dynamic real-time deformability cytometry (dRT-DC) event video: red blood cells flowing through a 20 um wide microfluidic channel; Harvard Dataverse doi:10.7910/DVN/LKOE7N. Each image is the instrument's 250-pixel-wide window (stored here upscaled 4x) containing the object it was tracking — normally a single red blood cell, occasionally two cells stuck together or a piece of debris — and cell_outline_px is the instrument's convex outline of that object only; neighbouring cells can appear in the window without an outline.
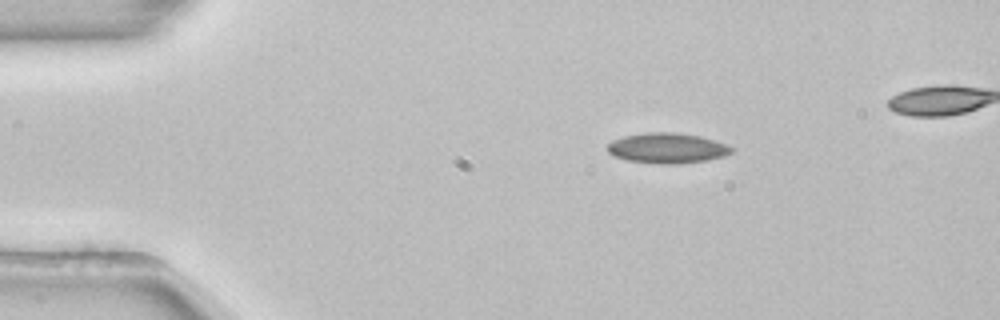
{"species": "common noctule bat (a hibernating species)", "species_latin": "Nyctalus noctula", "temperature_condition": "room temperature", "stored_images_in_passage": 42, "camera_frame_rate_fps": 3000, "um_per_image_px": 0.085, "animal": {"sex": "female", "body_mass_g": 22.7, "forearm_length_mm": 54.2}, "frame": {"image": 1, "passage_image": 1, "time_ms": 0.0, "image_size_px": [1000, 320], "cell_outline_px": [[736, 148], [732, 152], [724, 156], [708, 160], [680, 164], [656, 164], [628, 160], [616, 156], [608, 152], [608, 144], [612, 140], [624, 136], [648, 132], [676, 132], [700, 136], [728, 144]], "centroid_in_image_um": [56.77, 12.59], "position_along_channel_um": 28.2, "area_um2": 22.08}}
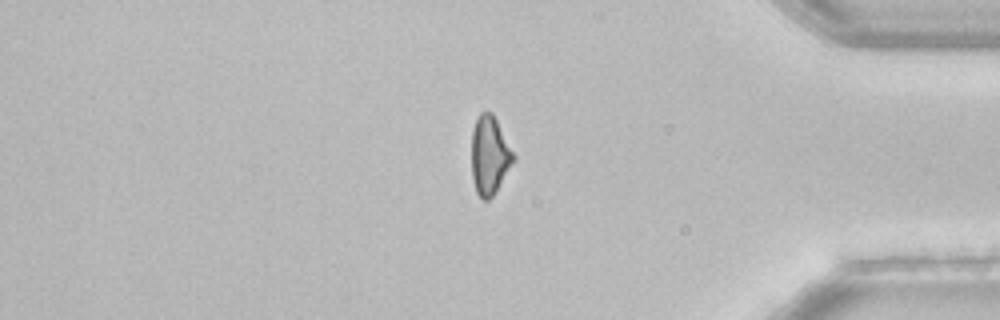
{"frame": {"image": 2, "passage_image": 36, "time_ms": 11.667, "image_size_px": [1000, 320], "cell_outline_px": [[516, 160], [496, 192], [488, 200], [484, 200], [476, 192], [472, 180], [472, 132], [476, 120], [480, 112], [492, 112], [516, 156]], "centroid_in_image_um": [41.63, 13.23], "position_along_channel_um": 393.6, "area_um2": 19.31}}